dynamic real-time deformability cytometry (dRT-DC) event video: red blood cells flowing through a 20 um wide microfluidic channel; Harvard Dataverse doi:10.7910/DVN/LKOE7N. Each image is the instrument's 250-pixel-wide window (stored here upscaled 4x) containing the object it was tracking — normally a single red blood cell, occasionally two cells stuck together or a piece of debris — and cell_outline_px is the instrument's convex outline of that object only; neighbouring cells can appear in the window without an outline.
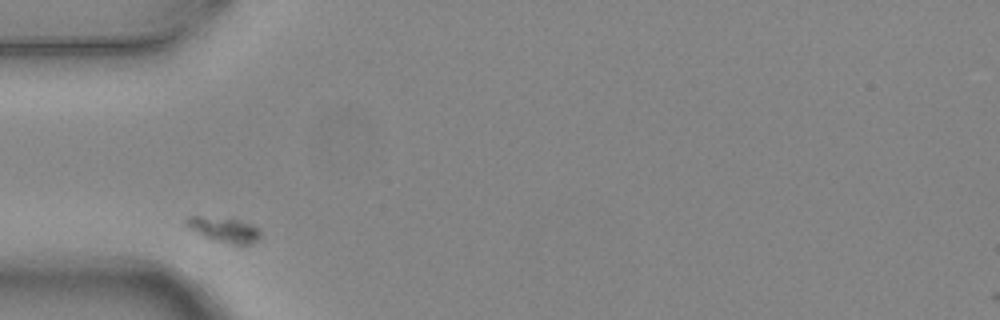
{"species": "common noctule bat (a hibernating species)", "species_latin": "Nyctalus noctula", "temperature_condition": "warm", "stored_images_in_passage": 3, "camera_frame_rate_fps": 3000, "um_per_image_px": 0.085, "animal": {"sex": "female", "body_mass_g": 24.6, "forearm_length_mm": 56.2}, "frame": {"image": 1, "passage_image": 1, "time_ms": 0.0, "image_size_px": [1000, 320], "cell_outline_px": [[260, 236], [256, 240], [248, 244], [232, 244], [212, 240], [188, 228], [184, 224], [184, 220], [188, 216], [200, 216], [240, 220], [252, 224], [260, 228]], "centroid_in_image_um": [19.02, 19.51], "position_along_channel_um": 66.0, "area_um2": 10.81}}
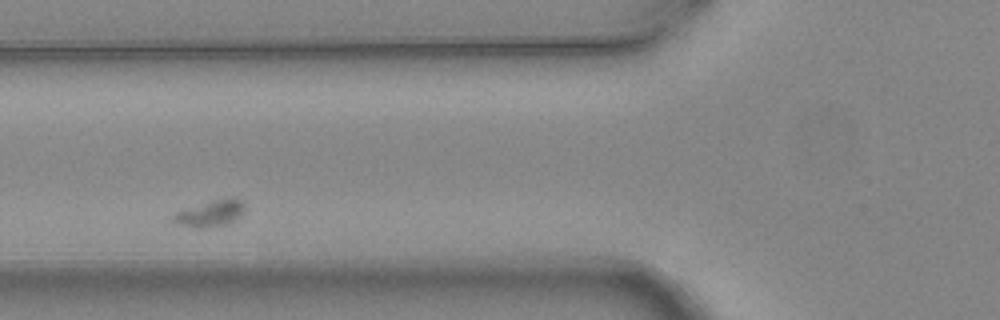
{"frame": {"image": 2, "passage_image": 2, "time_ms": 0.333, "image_size_px": [1000, 320], "cell_outline_px": [[244, 212], [236, 220], [228, 224], [204, 228], [192, 228], [176, 224], [172, 220], [172, 216], [180, 208], [228, 196], [240, 200], [244, 204]], "centroid_in_image_um": [17.84, 18.13], "position_along_channel_um": 108.0, "area_um2": 11.5}}
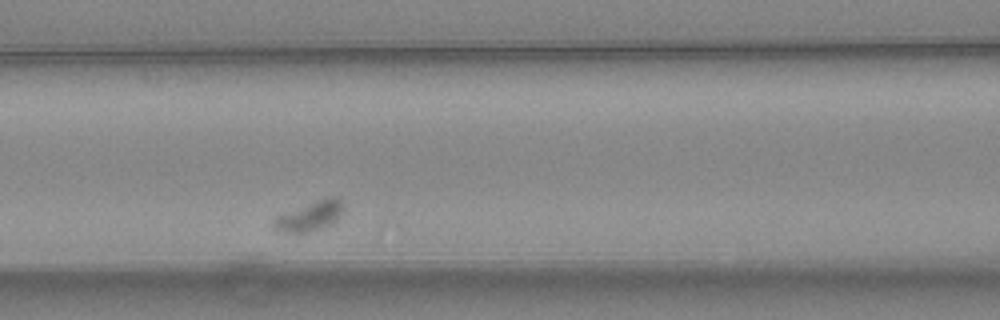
{"frame": {"image": 3, "passage_image": 3, "time_ms": 0.667, "image_size_px": [1000, 320], "cell_outline_px": [[344, 208], [340, 216], [332, 224], [324, 228], [304, 232], [288, 232], [272, 228], [272, 224], [280, 216], [316, 200], [328, 196], [332, 196], [340, 200], [344, 204]], "centroid_in_image_um": [26.43, 18.36], "position_along_channel_um": 140.2, "area_um2": 11.62}}